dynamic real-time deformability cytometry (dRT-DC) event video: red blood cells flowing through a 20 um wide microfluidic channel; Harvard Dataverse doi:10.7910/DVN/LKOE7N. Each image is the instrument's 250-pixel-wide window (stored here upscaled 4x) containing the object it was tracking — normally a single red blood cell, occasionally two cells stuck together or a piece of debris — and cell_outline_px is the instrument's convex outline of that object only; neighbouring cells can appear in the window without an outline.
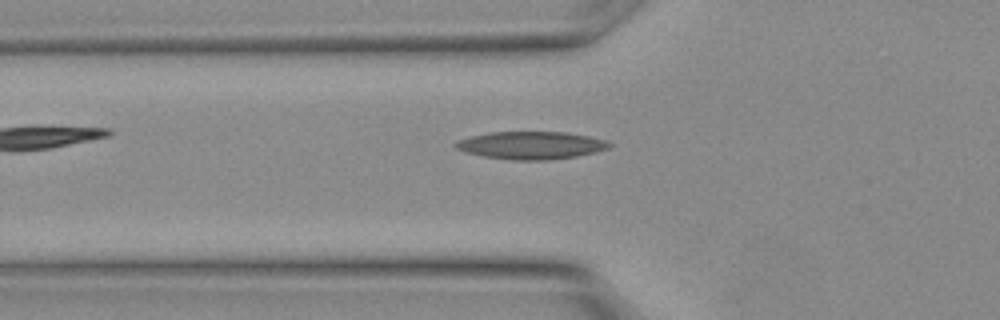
{"species": "Egyptian fruit bat (a non-hibernating species)", "species_latin": "Rousettus aegyptiacus", "temperature_condition": "warm", "stored_images_in_passage": 10, "camera_frame_rate_fps": 3000, "um_per_image_px": 0.085, "animal": {"sex": "female"}, "frame": {"image": 1, "passage_image": 4, "time_ms": 1.0, "image_size_px": [1000, 320], "cell_outline_px": [[612, 144], [608, 148], [596, 152], [576, 156], [552, 160], [512, 160], [484, 156], [468, 152], [456, 148], [452, 144], [460, 140], [472, 136], [492, 132], [568, 132], [588, 136], [604, 140]], "centroid_in_image_um": [45.17, 12.35], "position_along_channel_um": 80.6, "area_um2": 24.57}}
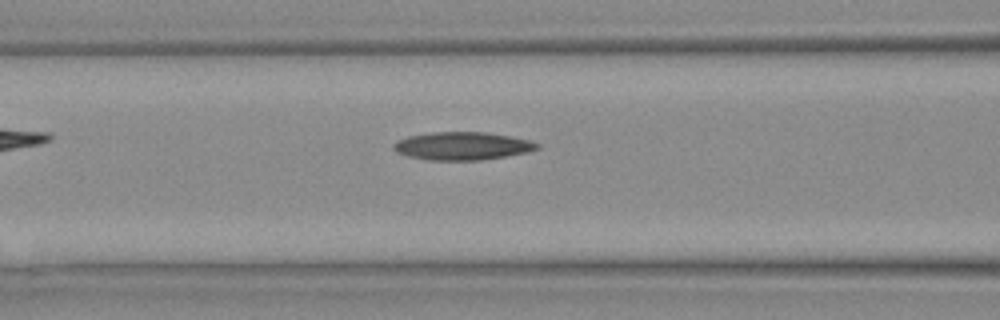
{"frame": {"image": 2, "passage_image": 6, "time_ms": 1.667, "image_size_px": [1000, 320], "cell_outline_px": [[540, 148], [528, 152], [480, 160], [428, 160], [408, 156], [396, 152], [392, 148], [400, 140], [412, 136], [432, 132], [484, 132], [508, 136], [528, 140], [540, 144]], "centroid_in_image_um": [39.33, 12.41], "position_along_channel_um": 127.3, "area_um2": 23.0}}